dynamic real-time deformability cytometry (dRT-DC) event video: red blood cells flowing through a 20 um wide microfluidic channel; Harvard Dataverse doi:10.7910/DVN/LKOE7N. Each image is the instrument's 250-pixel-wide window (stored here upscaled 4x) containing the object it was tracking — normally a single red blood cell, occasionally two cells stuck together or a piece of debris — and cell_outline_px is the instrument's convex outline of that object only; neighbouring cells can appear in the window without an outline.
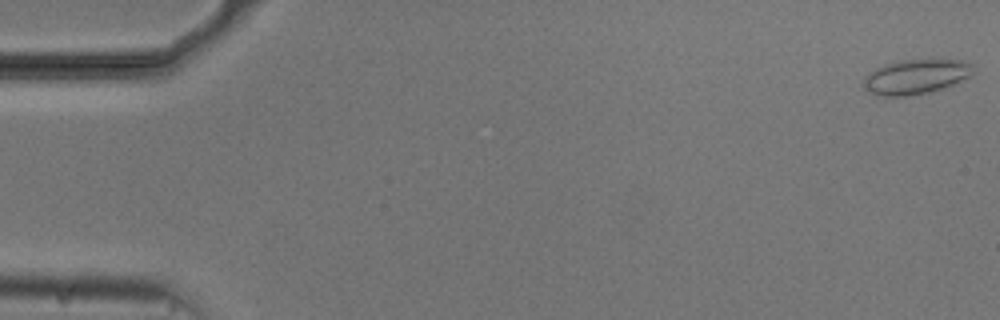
{"species": "common noctule bat (a hibernating species)", "species_latin": "Nyctalus noctula", "temperature_condition": "cold", "stored_images_in_passage": 10, "camera_frame_rate_fps": 3000, "um_per_image_px": 0.085, "animal": {"sex": "male", "body_mass_g": 20.5, "forearm_length_mm": 52.5}, "frame": {"image": 1, "passage_image": 1, "time_ms": 0.0, "image_size_px": [1000, 320], "cell_outline_px": [[976, 72], [972, 76], [956, 84], [944, 88], [928, 92], [908, 96], [884, 96], [868, 92], [864, 88], [864, 76], [868, 72], [876, 68], [900, 60], [932, 56], [960, 60], [972, 64]], "centroid_in_image_um": [77.94, 6.47], "position_along_channel_um": 7.1, "area_um2": 23.18}}